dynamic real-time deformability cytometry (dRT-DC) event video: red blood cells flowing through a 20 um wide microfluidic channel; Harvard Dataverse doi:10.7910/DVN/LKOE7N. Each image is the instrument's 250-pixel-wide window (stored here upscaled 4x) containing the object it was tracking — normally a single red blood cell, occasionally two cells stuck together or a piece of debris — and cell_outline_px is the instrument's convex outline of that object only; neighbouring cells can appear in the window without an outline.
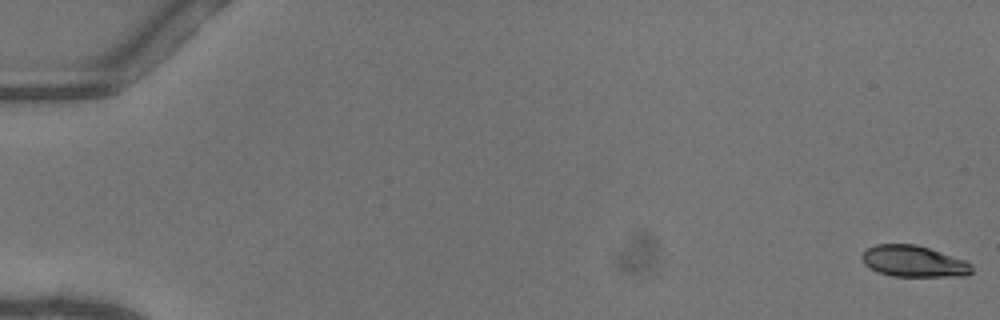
{"species": "common noctule bat (a hibernating species)", "species_latin": "Nyctalus noctula", "temperature_condition": "warm", "stored_images_in_passage": 3, "camera_frame_rate_fps": 3000, "um_per_image_px": 0.085, "animal": {"sex": "female"}, "frame": {"image": 1, "passage_image": 1, "time_ms": 0.0, "image_size_px": [1000, 320], "cell_outline_px": [[972, 272], [968, 276], [892, 276], [876, 272], [864, 264], [860, 256], [868, 248], [876, 244], [916, 244], [968, 260], [972, 264]], "centroid_in_image_um": [77.69, 22.21], "position_along_channel_um": 7.3, "area_um2": 20.35}}